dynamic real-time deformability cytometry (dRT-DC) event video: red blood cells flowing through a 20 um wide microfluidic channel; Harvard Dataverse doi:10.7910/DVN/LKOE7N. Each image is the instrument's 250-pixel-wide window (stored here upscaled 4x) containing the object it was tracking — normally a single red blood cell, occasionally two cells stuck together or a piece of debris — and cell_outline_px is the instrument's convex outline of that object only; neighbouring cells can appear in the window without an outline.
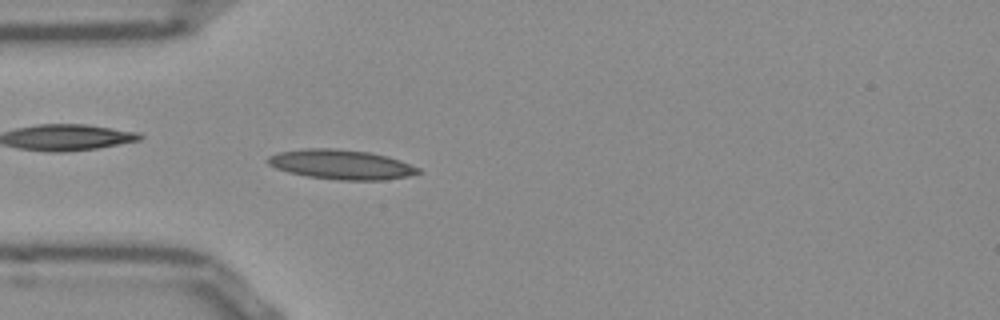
{"species": "Egyptian fruit bat (a non-hibernating species)", "species_latin": "Rousettus aegyptiacus", "temperature_condition": "room temperature", "stored_images_in_passage": 44, "camera_frame_rate_fps": 3000, "um_per_image_px": 0.085, "frame": {"image": 1, "passage_image": 7, "time_ms": 2.0, "image_size_px": [1000, 320], "cell_outline_px": [[424, 172], [408, 176], [384, 180], [340, 180], [308, 176], [288, 172], [276, 168], [268, 164], [264, 160], [268, 156], [280, 152], [304, 148], [336, 148], [368, 152], [388, 156], [400, 160], [420, 168]], "centroid_in_image_um": [29.01, 13.98], "position_along_channel_um": 56.0, "area_um2": 26.13}}
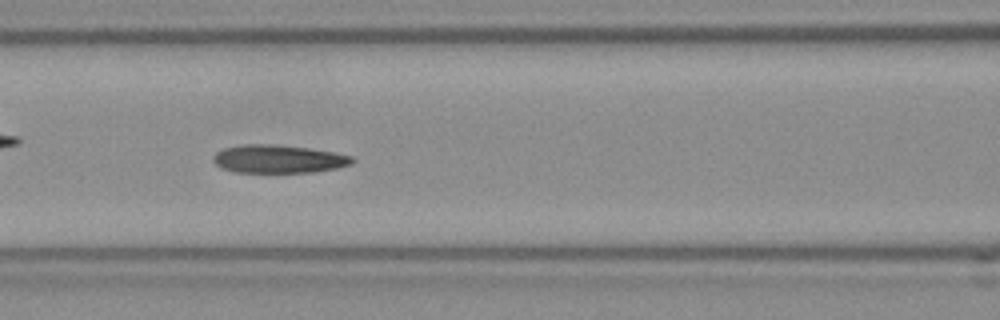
{"frame": {"image": 2, "passage_image": 14, "time_ms": 4.333, "image_size_px": [1000, 320], "cell_outline_px": [[356, 160], [352, 164], [340, 168], [316, 172], [232, 172], [220, 168], [212, 160], [212, 156], [216, 152], [224, 148], [244, 144], [268, 144], [308, 148], [332, 152], [352, 156]], "centroid_in_image_um": [23.67, 13.52], "position_along_channel_um": 142.9, "area_um2": 22.95}}
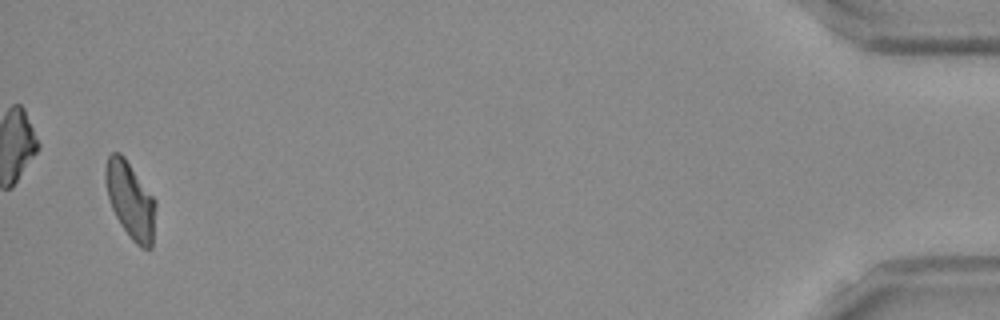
{"frame": {"image": 3, "passage_image": 43, "time_ms": 14.0, "image_size_px": [1000, 320], "cell_outline_px": [[156, 208], [152, 248], [140, 248], [132, 240], [120, 224], [112, 208], [108, 196], [104, 176], [104, 172], [108, 156], [112, 152], [120, 152], [124, 156], [156, 200]], "centroid_in_image_um": [11.09, 17.02], "position_along_channel_um": 424.1, "area_um2": 22.43}, "authors_computed_cell_mechanics": {"area_um2": 23.0911, "velocity_mm_per_s": 3.8468, "shape_relaxation_time_tau1_ms": null, "shape_relaxation_time_tau2_ms": 4.1016, "deformation_change_tau1": null, "deformation_change_tau2": 0.1179}}